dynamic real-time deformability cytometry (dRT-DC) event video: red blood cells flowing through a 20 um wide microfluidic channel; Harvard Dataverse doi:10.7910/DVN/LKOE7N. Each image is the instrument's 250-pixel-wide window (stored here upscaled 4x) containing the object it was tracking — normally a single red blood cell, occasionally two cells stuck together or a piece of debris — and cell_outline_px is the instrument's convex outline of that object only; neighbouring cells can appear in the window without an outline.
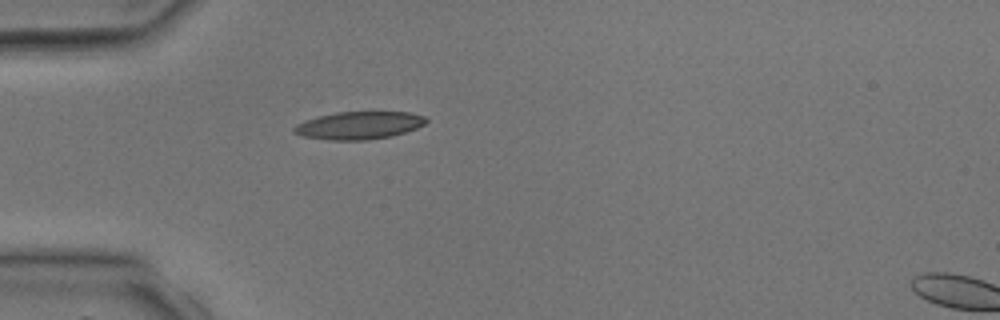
{"species": "common noctule bat (a hibernating species)", "species_latin": "Nyctalus noctula", "temperature_condition": "room temperature", "stored_images_in_passage": 2, "camera_frame_rate_fps": 3000, "um_per_image_px": 0.085, "animal": {"sex": "male", "body_mass_g": 17.9, "forearm_length_mm": 54.2}, "frame": {"image": 1, "passage_image": 1, "time_ms": 0.0, "image_size_px": [1000, 320], "cell_outline_px": [[428, 120], [424, 124], [416, 128], [392, 136], [368, 140], [328, 140], [300, 136], [292, 132], [292, 128], [296, 124], [304, 120], [336, 112], [412, 112], [424, 116]], "centroid_in_image_um": [30.48, 10.66], "position_along_channel_um": 54.5, "area_um2": 21.44}}